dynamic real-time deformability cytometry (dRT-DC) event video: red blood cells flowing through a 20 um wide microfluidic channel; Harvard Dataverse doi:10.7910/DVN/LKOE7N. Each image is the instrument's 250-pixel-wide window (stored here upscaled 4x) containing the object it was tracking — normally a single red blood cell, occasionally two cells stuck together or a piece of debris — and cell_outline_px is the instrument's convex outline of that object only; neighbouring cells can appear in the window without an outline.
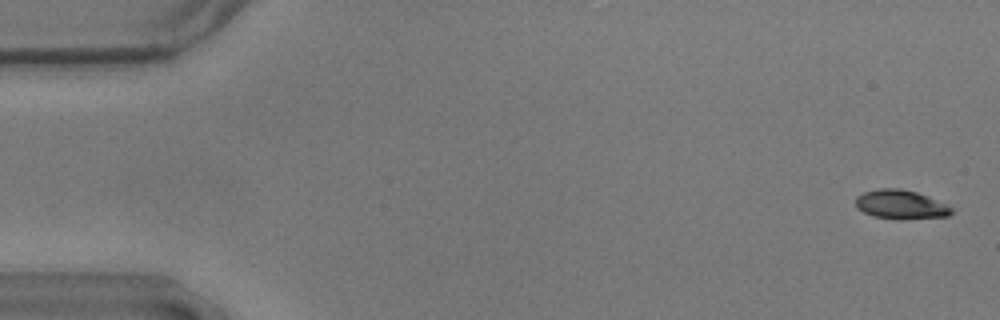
{"species": "common noctule bat (a hibernating species)", "species_latin": "Nyctalus noctula", "temperature_condition": "warm", "stored_images_in_passage": 56, "camera_frame_rate_fps": 3000, "um_per_image_px": 0.085, "animal": {"sex": "male", "body_mass_g": 17.9}, "frame": {"image": 1, "passage_image": 2, "time_ms": 0.333, "image_size_px": [1000, 320], "cell_outline_px": [[956, 208], [948, 216], [872, 216], [856, 208], [856, 196], [864, 192], [880, 188], [900, 188], [916, 192], [928, 196], [948, 204]], "centroid_in_image_um": [76.56, 17.31], "position_along_channel_um": 8.4, "area_um2": 15.43}}
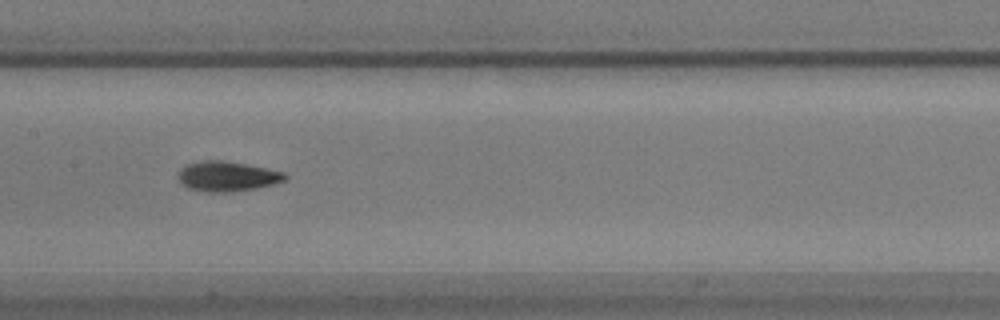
{"frame": {"image": 2, "passage_image": 28, "time_ms": 9.0, "image_size_px": [1000, 320], "cell_outline_px": [[288, 176], [284, 180], [272, 184], [256, 188], [228, 192], [208, 192], [188, 188], [180, 184], [176, 176], [188, 164], [204, 160], [224, 160], [284, 172]], "centroid_in_image_um": [19.28, 14.99], "position_along_channel_um": 188.1, "area_um2": 18.44}}
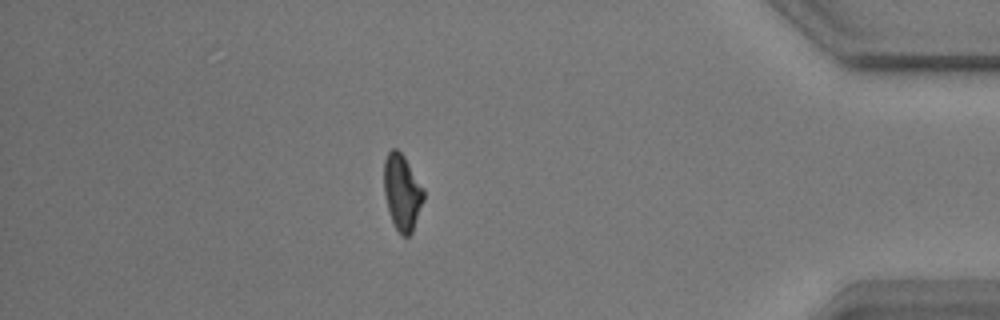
{"frame": {"image": 3, "passage_image": 49, "time_ms": 16.0, "image_size_px": [1000, 320], "cell_outline_px": [[424, 200], [412, 232], [408, 236], [400, 236], [392, 220], [384, 196], [384, 160], [388, 152], [392, 148], [396, 148], [404, 156], [424, 188]], "centroid_in_image_um": [34.18, 16.34], "position_along_channel_um": 401.0, "area_um2": 17.57}, "authors_computed_cell_mechanics": {"area_um2": 17.4267, "velocity_mm_per_s": 3.6174, "shape_relaxation_time_tau1_ms": 2.8488, "shape_relaxation_time_tau2_ms": 3.3866, "deformation_change_tau1": 0.1364, "deformation_change_tau2": 0.0975}}